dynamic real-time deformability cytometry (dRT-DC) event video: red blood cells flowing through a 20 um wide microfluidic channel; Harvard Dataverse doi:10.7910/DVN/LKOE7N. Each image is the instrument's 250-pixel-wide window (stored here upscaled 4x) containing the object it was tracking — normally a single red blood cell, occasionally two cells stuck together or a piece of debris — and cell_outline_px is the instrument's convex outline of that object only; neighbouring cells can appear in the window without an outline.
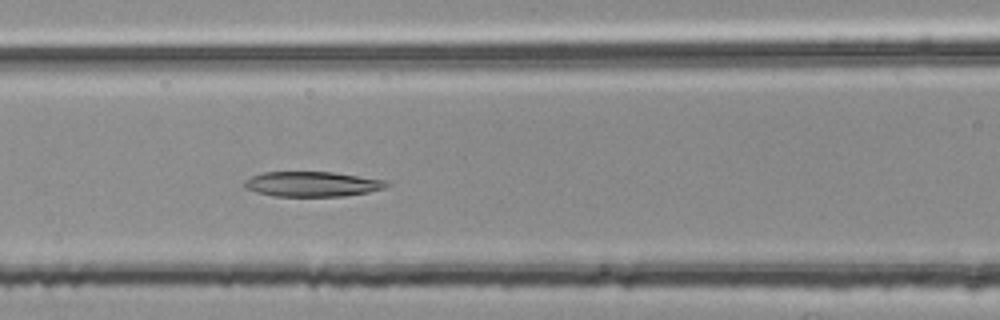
{"species": "common noctule bat (a hibernating species)", "species_latin": "Nyctalus noctula", "temperature_condition": "room temperature", "stored_images_in_passage": 51, "camera_frame_rate_fps": 3000, "um_per_image_px": 0.085, "animal": {"sex": "female", "body_mass_g": 25.1}, "frame": {"image": 1, "passage_image": 22, "time_ms": 7.0, "image_size_px": [1000, 320], "cell_outline_px": [[388, 184], [384, 188], [368, 192], [344, 196], [272, 196], [256, 192], [244, 188], [244, 180], [252, 176], [264, 172], [332, 172], [388, 180]], "centroid_in_image_um": [26.52, 15.64], "position_along_channel_um": 140.1, "area_um2": 20.75}}
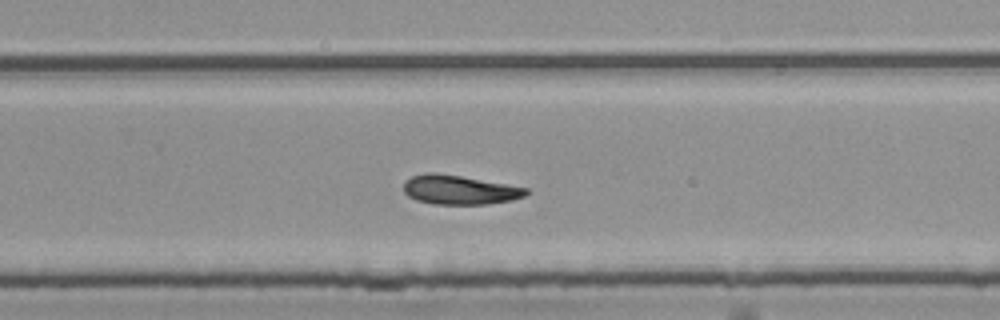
{"frame": {"image": 2, "passage_image": 34, "time_ms": 11.0, "image_size_px": [1000, 320], "cell_outline_px": [[532, 192], [524, 196], [512, 200], [488, 204], [436, 204], [416, 200], [408, 196], [404, 192], [404, 180], [412, 176], [428, 172], [432, 172], [460, 176], [528, 188]], "centroid_in_image_um": [39.06, 16.14], "position_along_channel_um": 290.7, "area_um2": 20.81}}
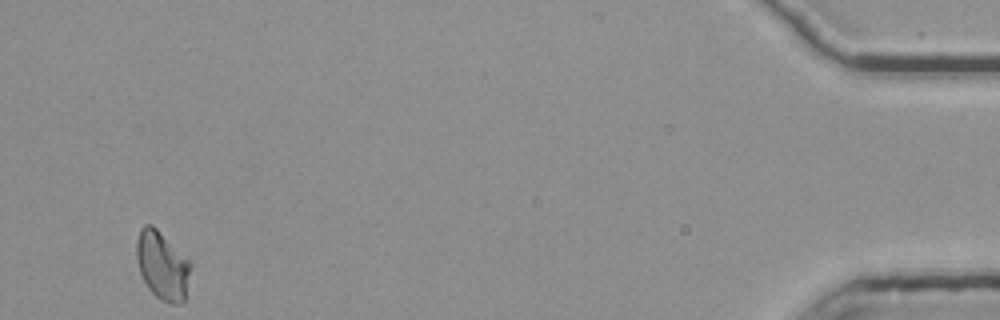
{"frame": {"image": 3, "passage_image": 51, "time_ms": 16.667, "image_size_px": [1000, 320], "cell_outline_px": [[192, 264], [188, 296], [180, 304], [172, 304], [160, 300], [148, 288], [140, 272], [136, 256], [136, 240], [140, 228], [144, 224], [152, 224]], "centroid_in_image_um": [13.82, 22.6], "position_along_channel_um": 421.4, "area_um2": 21.73}, "authors_computed_cell_mechanics": {"area_um2": 21.2126, "velocity_mm_per_s": 3.7849, "shape_relaxation_time_tau1_ms": null, "shape_relaxation_time_tau2_ms": 3.7684, "deformation_change_tau1": null, "deformation_change_tau2": 0.1009}}